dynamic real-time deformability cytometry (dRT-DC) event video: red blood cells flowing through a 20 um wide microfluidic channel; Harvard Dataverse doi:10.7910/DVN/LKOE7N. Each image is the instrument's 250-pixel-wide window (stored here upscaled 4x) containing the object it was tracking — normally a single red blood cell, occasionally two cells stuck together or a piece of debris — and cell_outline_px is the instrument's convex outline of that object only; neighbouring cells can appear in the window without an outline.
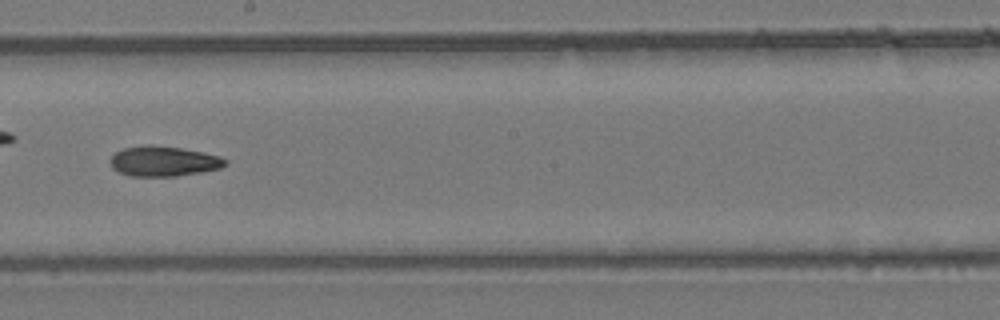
{"species": "common noctule bat (a hibernating species)", "species_latin": "Nyctalus noctula", "temperature_condition": "room temperature", "stored_images_in_passage": 36, "camera_frame_rate_fps": 3000, "um_per_image_px": 0.085, "animal": {"sex": "female", "body_mass_g": 24.6, "forearm_length_mm": 56.2}, "frame": {"image": 1, "passage_image": 16, "time_ms": 5.0, "image_size_px": [1000, 320], "cell_outline_px": [[228, 164], [220, 168], [200, 172], [176, 176], [128, 176], [112, 168], [108, 160], [116, 152], [124, 148], [148, 144], [180, 148], [220, 156], [228, 160]], "centroid_in_image_um": [13.88, 13.71], "position_along_channel_um": 234.3, "area_um2": 20.17}}
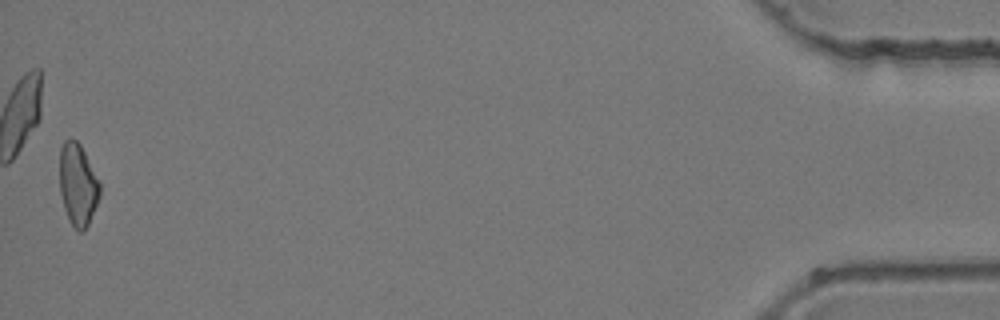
{"frame": {"image": 2, "passage_image": 36, "time_ms": 11.667, "image_size_px": [1000, 320], "cell_outline_px": [[100, 196], [88, 224], [84, 232], [80, 232], [68, 220], [64, 208], [60, 192], [60, 148], [64, 140], [76, 140], [80, 144], [100, 180]], "centroid_in_image_um": [6.62, 15.69], "position_along_channel_um": 428.6, "area_um2": 19.25}}